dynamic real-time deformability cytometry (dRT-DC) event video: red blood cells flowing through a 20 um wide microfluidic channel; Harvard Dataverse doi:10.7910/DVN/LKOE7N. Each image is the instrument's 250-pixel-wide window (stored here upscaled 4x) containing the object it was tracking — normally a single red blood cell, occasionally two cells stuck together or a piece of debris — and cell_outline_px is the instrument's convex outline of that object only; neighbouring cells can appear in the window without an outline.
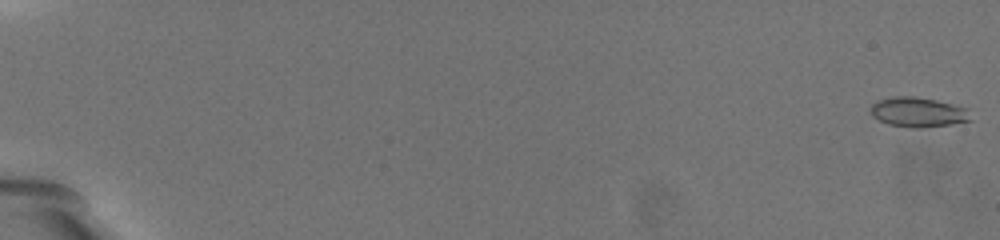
{"species": "common noctule bat (a hibernating species)", "species_latin": "Nyctalus noctula", "temperature_condition": "warm", "stored_images_in_passage": 63, "camera_frame_rate_fps": 3000, "um_per_image_px": 0.085, "animal": {"sex": "female", "body_mass_g": 19.5, "forearm_length_mm": 54.1}, "frame": {"image": 1, "passage_image": 1, "time_ms": 0.0, "image_size_px": [1000, 240], "cell_outline_px": [[972, 120], [948, 124], [916, 128], [912, 128], [888, 124], [872, 116], [872, 104], [880, 100], [892, 96], [916, 96], [936, 100], [968, 108]], "centroid_in_image_um": [78.05, 9.52], "position_along_channel_um": 6.9, "area_um2": 17.17}}
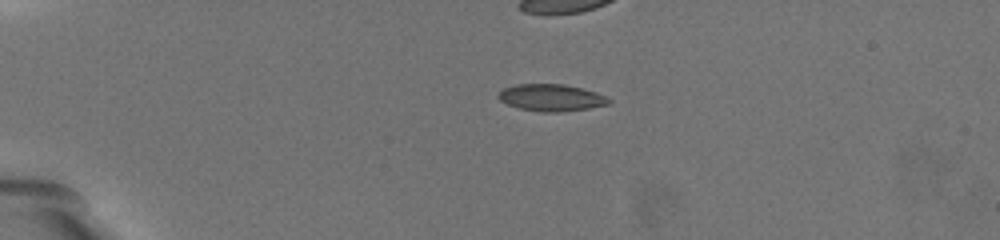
{"frame": {"image": 2, "passage_image": 18, "time_ms": 5.667, "image_size_px": [1000, 240], "cell_outline_px": [[612, 100], [608, 104], [588, 108], [560, 112], [540, 112], [520, 108], [508, 104], [500, 100], [496, 96], [504, 88], [516, 84], [564, 84], [596, 92]], "centroid_in_image_um": [46.84, 8.3], "position_along_channel_um": 38.2, "area_um2": 17.17}}
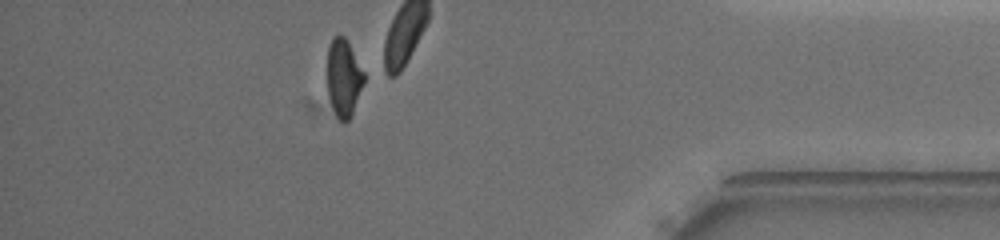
{"frame": {"image": 3, "passage_image": 60, "time_ms": 19.667, "image_size_px": [1000, 240], "cell_outline_px": [[364, 80], [352, 116], [348, 120], [340, 120], [336, 116], [328, 96], [328, 48], [332, 40], [336, 36], [344, 36], [348, 40], [364, 72]], "centroid_in_image_um": [29.22, 6.61], "position_along_channel_um": 406.0, "area_um2": 16.36}, "authors_computed_cell_mechanics": {"area_um2": 17.7446, "velocity_mm_per_s": 3.3018, "shape_relaxation_time_tau1_ms": 2.2116, "shape_relaxation_time_tau2_ms": 0.8951, "deformation_change_tau1": 0.2364, "deformation_change_tau2": 0.0892}}